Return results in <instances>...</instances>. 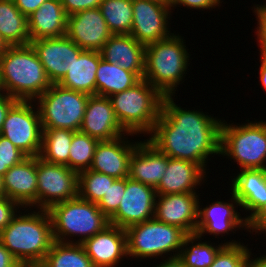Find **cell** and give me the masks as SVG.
I'll return each mask as SVG.
<instances>
[{"label": "cell", "instance_id": "cell-1", "mask_svg": "<svg viewBox=\"0 0 266 267\" xmlns=\"http://www.w3.org/2000/svg\"><path fill=\"white\" fill-rule=\"evenodd\" d=\"M179 105L175 96L163 97L158 120L147 140L168 157L199 164L207 172L211 158L220 157L223 119Z\"/></svg>", "mask_w": 266, "mask_h": 267}, {"label": "cell", "instance_id": "cell-2", "mask_svg": "<svg viewBox=\"0 0 266 267\" xmlns=\"http://www.w3.org/2000/svg\"><path fill=\"white\" fill-rule=\"evenodd\" d=\"M0 242L20 264L42 263L54 243L48 211L22 207L0 232Z\"/></svg>", "mask_w": 266, "mask_h": 267}, {"label": "cell", "instance_id": "cell-3", "mask_svg": "<svg viewBox=\"0 0 266 267\" xmlns=\"http://www.w3.org/2000/svg\"><path fill=\"white\" fill-rule=\"evenodd\" d=\"M3 91L21 101H35L52 83L31 44L9 46L0 57Z\"/></svg>", "mask_w": 266, "mask_h": 267}, {"label": "cell", "instance_id": "cell-4", "mask_svg": "<svg viewBox=\"0 0 266 267\" xmlns=\"http://www.w3.org/2000/svg\"><path fill=\"white\" fill-rule=\"evenodd\" d=\"M166 39L145 47V73L143 79L163 96H175L178 85L184 82L190 56L186 40L175 33ZM175 33V34H174ZM187 71V72H186Z\"/></svg>", "mask_w": 266, "mask_h": 267}, {"label": "cell", "instance_id": "cell-5", "mask_svg": "<svg viewBox=\"0 0 266 267\" xmlns=\"http://www.w3.org/2000/svg\"><path fill=\"white\" fill-rule=\"evenodd\" d=\"M163 95L145 79L109 97L121 127L137 137L148 136L158 120Z\"/></svg>", "mask_w": 266, "mask_h": 267}, {"label": "cell", "instance_id": "cell-6", "mask_svg": "<svg viewBox=\"0 0 266 267\" xmlns=\"http://www.w3.org/2000/svg\"><path fill=\"white\" fill-rule=\"evenodd\" d=\"M47 211L52 222L54 241L58 242L82 244L110 225L97 204L79 196L54 204Z\"/></svg>", "mask_w": 266, "mask_h": 267}, {"label": "cell", "instance_id": "cell-7", "mask_svg": "<svg viewBox=\"0 0 266 267\" xmlns=\"http://www.w3.org/2000/svg\"><path fill=\"white\" fill-rule=\"evenodd\" d=\"M220 156L237 162L238 170L266 169V121L248 118L241 124H234L222 120Z\"/></svg>", "mask_w": 266, "mask_h": 267}, {"label": "cell", "instance_id": "cell-8", "mask_svg": "<svg viewBox=\"0 0 266 267\" xmlns=\"http://www.w3.org/2000/svg\"><path fill=\"white\" fill-rule=\"evenodd\" d=\"M125 231L129 260L134 258L135 261H149L155 258V263L159 257H177L188 235L178 226L160 222L155 218L131 225Z\"/></svg>", "mask_w": 266, "mask_h": 267}, {"label": "cell", "instance_id": "cell-9", "mask_svg": "<svg viewBox=\"0 0 266 267\" xmlns=\"http://www.w3.org/2000/svg\"><path fill=\"white\" fill-rule=\"evenodd\" d=\"M89 95L52 84L34 102L42 130L69 129L80 131Z\"/></svg>", "mask_w": 266, "mask_h": 267}, {"label": "cell", "instance_id": "cell-10", "mask_svg": "<svg viewBox=\"0 0 266 267\" xmlns=\"http://www.w3.org/2000/svg\"><path fill=\"white\" fill-rule=\"evenodd\" d=\"M42 124L34 101L18 100L9 110L0 135L10 140L27 157L40 155Z\"/></svg>", "mask_w": 266, "mask_h": 267}, {"label": "cell", "instance_id": "cell-11", "mask_svg": "<svg viewBox=\"0 0 266 267\" xmlns=\"http://www.w3.org/2000/svg\"><path fill=\"white\" fill-rule=\"evenodd\" d=\"M78 197V173L37 156V209Z\"/></svg>", "mask_w": 266, "mask_h": 267}, {"label": "cell", "instance_id": "cell-12", "mask_svg": "<svg viewBox=\"0 0 266 267\" xmlns=\"http://www.w3.org/2000/svg\"><path fill=\"white\" fill-rule=\"evenodd\" d=\"M226 201H211L206 204V207L201 205V199H199V210H198V223L196 227V234L199 235L202 240L204 236L213 235V238L220 239L224 238L229 234H236V231L242 229L249 232L248 221L245 219V215L242 216L238 212V208H241L239 200L233 195ZM232 232V233H231ZM205 234V235H204ZM207 234V235H206ZM221 235V236H220ZM220 236V237H219Z\"/></svg>", "mask_w": 266, "mask_h": 267}, {"label": "cell", "instance_id": "cell-13", "mask_svg": "<svg viewBox=\"0 0 266 267\" xmlns=\"http://www.w3.org/2000/svg\"><path fill=\"white\" fill-rule=\"evenodd\" d=\"M133 23L130 35L145 46L169 38L171 7L150 0H132Z\"/></svg>", "mask_w": 266, "mask_h": 267}, {"label": "cell", "instance_id": "cell-14", "mask_svg": "<svg viewBox=\"0 0 266 267\" xmlns=\"http://www.w3.org/2000/svg\"><path fill=\"white\" fill-rule=\"evenodd\" d=\"M156 189L126 177V189L111 225L127 227L154 218Z\"/></svg>", "mask_w": 266, "mask_h": 267}, {"label": "cell", "instance_id": "cell-15", "mask_svg": "<svg viewBox=\"0 0 266 267\" xmlns=\"http://www.w3.org/2000/svg\"><path fill=\"white\" fill-rule=\"evenodd\" d=\"M52 84H58L84 51L66 35L30 42Z\"/></svg>", "mask_w": 266, "mask_h": 267}, {"label": "cell", "instance_id": "cell-16", "mask_svg": "<svg viewBox=\"0 0 266 267\" xmlns=\"http://www.w3.org/2000/svg\"><path fill=\"white\" fill-rule=\"evenodd\" d=\"M111 35L99 8L67 16L66 36L82 50L100 51Z\"/></svg>", "mask_w": 266, "mask_h": 267}, {"label": "cell", "instance_id": "cell-17", "mask_svg": "<svg viewBox=\"0 0 266 267\" xmlns=\"http://www.w3.org/2000/svg\"><path fill=\"white\" fill-rule=\"evenodd\" d=\"M128 136L134 138L135 134L127 133L112 140L99 141L90 170L116 179L128 177L130 157L142 141H134L133 138L128 140Z\"/></svg>", "mask_w": 266, "mask_h": 267}, {"label": "cell", "instance_id": "cell-18", "mask_svg": "<svg viewBox=\"0 0 266 267\" xmlns=\"http://www.w3.org/2000/svg\"><path fill=\"white\" fill-rule=\"evenodd\" d=\"M199 193L157 195L154 218L195 234L198 223Z\"/></svg>", "mask_w": 266, "mask_h": 267}, {"label": "cell", "instance_id": "cell-19", "mask_svg": "<svg viewBox=\"0 0 266 267\" xmlns=\"http://www.w3.org/2000/svg\"><path fill=\"white\" fill-rule=\"evenodd\" d=\"M81 245L94 267H118L129 259L126 231L118 226L108 225Z\"/></svg>", "mask_w": 266, "mask_h": 267}, {"label": "cell", "instance_id": "cell-20", "mask_svg": "<svg viewBox=\"0 0 266 267\" xmlns=\"http://www.w3.org/2000/svg\"><path fill=\"white\" fill-rule=\"evenodd\" d=\"M80 132L98 141L127 134L115 116L109 97L99 95L89 96Z\"/></svg>", "mask_w": 266, "mask_h": 267}, {"label": "cell", "instance_id": "cell-21", "mask_svg": "<svg viewBox=\"0 0 266 267\" xmlns=\"http://www.w3.org/2000/svg\"><path fill=\"white\" fill-rule=\"evenodd\" d=\"M5 196L21 207L37 209V156L26 157L2 176Z\"/></svg>", "mask_w": 266, "mask_h": 267}, {"label": "cell", "instance_id": "cell-22", "mask_svg": "<svg viewBox=\"0 0 266 267\" xmlns=\"http://www.w3.org/2000/svg\"><path fill=\"white\" fill-rule=\"evenodd\" d=\"M199 164L168 157V166L156 188L157 195L199 193L202 184L209 178Z\"/></svg>", "mask_w": 266, "mask_h": 267}, {"label": "cell", "instance_id": "cell-23", "mask_svg": "<svg viewBox=\"0 0 266 267\" xmlns=\"http://www.w3.org/2000/svg\"><path fill=\"white\" fill-rule=\"evenodd\" d=\"M230 178L229 190L239 200V210L246 213L245 219L249 221L266 202V169H240Z\"/></svg>", "mask_w": 266, "mask_h": 267}, {"label": "cell", "instance_id": "cell-24", "mask_svg": "<svg viewBox=\"0 0 266 267\" xmlns=\"http://www.w3.org/2000/svg\"><path fill=\"white\" fill-rule=\"evenodd\" d=\"M167 166L168 156L143 139L130 157L128 177L156 189Z\"/></svg>", "mask_w": 266, "mask_h": 267}, {"label": "cell", "instance_id": "cell-25", "mask_svg": "<svg viewBox=\"0 0 266 267\" xmlns=\"http://www.w3.org/2000/svg\"><path fill=\"white\" fill-rule=\"evenodd\" d=\"M145 45L129 35H111L99 51L101 58L118 64L126 71L135 73L143 79L145 73Z\"/></svg>", "mask_w": 266, "mask_h": 267}, {"label": "cell", "instance_id": "cell-26", "mask_svg": "<svg viewBox=\"0 0 266 267\" xmlns=\"http://www.w3.org/2000/svg\"><path fill=\"white\" fill-rule=\"evenodd\" d=\"M67 15L60 0H46L28 16L30 40L66 35Z\"/></svg>", "mask_w": 266, "mask_h": 267}, {"label": "cell", "instance_id": "cell-27", "mask_svg": "<svg viewBox=\"0 0 266 267\" xmlns=\"http://www.w3.org/2000/svg\"><path fill=\"white\" fill-rule=\"evenodd\" d=\"M101 59L99 51L84 50L58 84L89 96L96 95V73Z\"/></svg>", "mask_w": 266, "mask_h": 267}, {"label": "cell", "instance_id": "cell-28", "mask_svg": "<svg viewBox=\"0 0 266 267\" xmlns=\"http://www.w3.org/2000/svg\"><path fill=\"white\" fill-rule=\"evenodd\" d=\"M0 35L8 46L30 44L28 17L20 12L14 0H0Z\"/></svg>", "mask_w": 266, "mask_h": 267}, {"label": "cell", "instance_id": "cell-29", "mask_svg": "<svg viewBox=\"0 0 266 267\" xmlns=\"http://www.w3.org/2000/svg\"><path fill=\"white\" fill-rule=\"evenodd\" d=\"M202 238L195 234H188L179 253V258L187 267H210L214 262L216 255L225 245H239L242 244L239 240H221L217 245L215 242L202 241Z\"/></svg>", "mask_w": 266, "mask_h": 267}, {"label": "cell", "instance_id": "cell-30", "mask_svg": "<svg viewBox=\"0 0 266 267\" xmlns=\"http://www.w3.org/2000/svg\"><path fill=\"white\" fill-rule=\"evenodd\" d=\"M140 80L135 73L101 59L96 73V95L110 97L131 88Z\"/></svg>", "mask_w": 266, "mask_h": 267}, {"label": "cell", "instance_id": "cell-31", "mask_svg": "<svg viewBox=\"0 0 266 267\" xmlns=\"http://www.w3.org/2000/svg\"><path fill=\"white\" fill-rule=\"evenodd\" d=\"M75 131L69 129H45L39 157L46 162L68 167L69 148Z\"/></svg>", "mask_w": 266, "mask_h": 267}, {"label": "cell", "instance_id": "cell-32", "mask_svg": "<svg viewBox=\"0 0 266 267\" xmlns=\"http://www.w3.org/2000/svg\"><path fill=\"white\" fill-rule=\"evenodd\" d=\"M46 267H94L83 246L54 241L42 262Z\"/></svg>", "mask_w": 266, "mask_h": 267}, {"label": "cell", "instance_id": "cell-33", "mask_svg": "<svg viewBox=\"0 0 266 267\" xmlns=\"http://www.w3.org/2000/svg\"><path fill=\"white\" fill-rule=\"evenodd\" d=\"M99 9L112 35H129L133 23L132 0H102Z\"/></svg>", "mask_w": 266, "mask_h": 267}, {"label": "cell", "instance_id": "cell-34", "mask_svg": "<svg viewBox=\"0 0 266 267\" xmlns=\"http://www.w3.org/2000/svg\"><path fill=\"white\" fill-rule=\"evenodd\" d=\"M98 142L87 134L75 132L69 148L68 168L77 173L90 169Z\"/></svg>", "mask_w": 266, "mask_h": 267}, {"label": "cell", "instance_id": "cell-35", "mask_svg": "<svg viewBox=\"0 0 266 267\" xmlns=\"http://www.w3.org/2000/svg\"><path fill=\"white\" fill-rule=\"evenodd\" d=\"M116 178L90 169L78 173V196L98 204Z\"/></svg>", "mask_w": 266, "mask_h": 267}, {"label": "cell", "instance_id": "cell-36", "mask_svg": "<svg viewBox=\"0 0 266 267\" xmlns=\"http://www.w3.org/2000/svg\"><path fill=\"white\" fill-rule=\"evenodd\" d=\"M252 250L248 243L225 245L216 255L210 267H247V258Z\"/></svg>", "mask_w": 266, "mask_h": 267}, {"label": "cell", "instance_id": "cell-37", "mask_svg": "<svg viewBox=\"0 0 266 267\" xmlns=\"http://www.w3.org/2000/svg\"><path fill=\"white\" fill-rule=\"evenodd\" d=\"M125 189L126 177L116 179L104 194L100 202L97 204L98 208L108 219H110L117 212Z\"/></svg>", "mask_w": 266, "mask_h": 267}, {"label": "cell", "instance_id": "cell-38", "mask_svg": "<svg viewBox=\"0 0 266 267\" xmlns=\"http://www.w3.org/2000/svg\"><path fill=\"white\" fill-rule=\"evenodd\" d=\"M26 157L10 140L0 135V161L2 162V168L10 169Z\"/></svg>", "mask_w": 266, "mask_h": 267}, {"label": "cell", "instance_id": "cell-39", "mask_svg": "<svg viewBox=\"0 0 266 267\" xmlns=\"http://www.w3.org/2000/svg\"><path fill=\"white\" fill-rule=\"evenodd\" d=\"M251 8L253 9L252 13L255 14V20L258 21L255 36L259 47V55L266 57V6L253 5Z\"/></svg>", "mask_w": 266, "mask_h": 267}, {"label": "cell", "instance_id": "cell-40", "mask_svg": "<svg viewBox=\"0 0 266 267\" xmlns=\"http://www.w3.org/2000/svg\"><path fill=\"white\" fill-rule=\"evenodd\" d=\"M22 207L9 198L0 197V232L11 222Z\"/></svg>", "mask_w": 266, "mask_h": 267}, {"label": "cell", "instance_id": "cell-41", "mask_svg": "<svg viewBox=\"0 0 266 267\" xmlns=\"http://www.w3.org/2000/svg\"><path fill=\"white\" fill-rule=\"evenodd\" d=\"M222 2L223 0H172L171 11L180 6H182V8L186 7L187 9H195L197 11L212 10L221 7Z\"/></svg>", "mask_w": 266, "mask_h": 267}, {"label": "cell", "instance_id": "cell-42", "mask_svg": "<svg viewBox=\"0 0 266 267\" xmlns=\"http://www.w3.org/2000/svg\"><path fill=\"white\" fill-rule=\"evenodd\" d=\"M67 16L76 12L99 8L102 0H60Z\"/></svg>", "mask_w": 266, "mask_h": 267}, {"label": "cell", "instance_id": "cell-43", "mask_svg": "<svg viewBox=\"0 0 266 267\" xmlns=\"http://www.w3.org/2000/svg\"><path fill=\"white\" fill-rule=\"evenodd\" d=\"M265 226H266V202L263 205V207L248 221L249 234L255 235L256 237V235Z\"/></svg>", "mask_w": 266, "mask_h": 267}, {"label": "cell", "instance_id": "cell-44", "mask_svg": "<svg viewBox=\"0 0 266 267\" xmlns=\"http://www.w3.org/2000/svg\"><path fill=\"white\" fill-rule=\"evenodd\" d=\"M46 0H14L16 7L27 17L36 11Z\"/></svg>", "mask_w": 266, "mask_h": 267}, {"label": "cell", "instance_id": "cell-45", "mask_svg": "<svg viewBox=\"0 0 266 267\" xmlns=\"http://www.w3.org/2000/svg\"><path fill=\"white\" fill-rule=\"evenodd\" d=\"M15 98L6 94L5 92L0 95V131L10 108L17 102Z\"/></svg>", "mask_w": 266, "mask_h": 267}, {"label": "cell", "instance_id": "cell-46", "mask_svg": "<svg viewBox=\"0 0 266 267\" xmlns=\"http://www.w3.org/2000/svg\"><path fill=\"white\" fill-rule=\"evenodd\" d=\"M20 263L0 242V267H19Z\"/></svg>", "mask_w": 266, "mask_h": 267}, {"label": "cell", "instance_id": "cell-47", "mask_svg": "<svg viewBox=\"0 0 266 267\" xmlns=\"http://www.w3.org/2000/svg\"><path fill=\"white\" fill-rule=\"evenodd\" d=\"M154 265L152 263V267H187L179 256L171 258L167 257V259L164 258L159 264L157 263Z\"/></svg>", "mask_w": 266, "mask_h": 267}, {"label": "cell", "instance_id": "cell-48", "mask_svg": "<svg viewBox=\"0 0 266 267\" xmlns=\"http://www.w3.org/2000/svg\"><path fill=\"white\" fill-rule=\"evenodd\" d=\"M254 253L249 252V256L247 258V267H266V253L263 255L256 256L253 255ZM252 255L254 257H252ZM256 257V258H255Z\"/></svg>", "mask_w": 266, "mask_h": 267}, {"label": "cell", "instance_id": "cell-49", "mask_svg": "<svg viewBox=\"0 0 266 267\" xmlns=\"http://www.w3.org/2000/svg\"><path fill=\"white\" fill-rule=\"evenodd\" d=\"M260 59V66H259V81L261 84V88L266 92V57L264 56H259Z\"/></svg>", "mask_w": 266, "mask_h": 267}, {"label": "cell", "instance_id": "cell-50", "mask_svg": "<svg viewBox=\"0 0 266 267\" xmlns=\"http://www.w3.org/2000/svg\"><path fill=\"white\" fill-rule=\"evenodd\" d=\"M9 46L5 43V41L3 40V38L0 35V57L2 56V54L5 52V50L8 48Z\"/></svg>", "mask_w": 266, "mask_h": 267}, {"label": "cell", "instance_id": "cell-51", "mask_svg": "<svg viewBox=\"0 0 266 267\" xmlns=\"http://www.w3.org/2000/svg\"><path fill=\"white\" fill-rule=\"evenodd\" d=\"M19 267H46L43 263L20 264Z\"/></svg>", "mask_w": 266, "mask_h": 267}, {"label": "cell", "instance_id": "cell-52", "mask_svg": "<svg viewBox=\"0 0 266 267\" xmlns=\"http://www.w3.org/2000/svg\"><path fill=\"white\" fill-rule=\"evenodd\" d=\"M171 7L172 0H150Z\"/></svg>", "mask_w": 266, "mask_h": 267}, {"label": "cell", "instance_id": "cell-53", "mask_svg": "<svg viewBox=\"0 0 266 267\" xmlns=\"http://www.w3.org/2000/svg\"><path fill=\"white\" fill-rule=\"evenodd\" d=\"M0 197H5L3 178L0 175Z\"/></svg>", "mask_w": 266, "mask_h": 267}, {"label": "cell", "instance_id": "cell-54", "mask_svg": "<svg viewBox=\"0 0 266 267\" xmlns=\"http://www.w3.org/2000/svg\"><path fill=\"white\" fill-rule=\"evenodd\" d=\"M8 168H2V162L0 161V175L3 176Z\"/></svg>", "mask_w": 266, "mask_h": 267}, {"label": "cell", "instance_id": "cell-55", "mask_svg": "<svg viewBox=\"0 0 266 267\" xmlns=\"http://www.w3.org/2000/svg\"><path fill=\"white\" fill-rule=\"evenodd\" d=\"M264 233L266 236V226L258 233V236L263 234V237H264Z\"/></svg>", "mask_w": 266, "mask_h": 267}, {"label": "cell", "instance_id": "cell-56", "mask_svg": "<svg viewBox=\"0 0 266 267\" xmlns=\"http://www.w3.org/2000/svg\"><path fill=\"white\" fill-rule=\"evenodd\" d=\"M4 91H3V88H2V85H1V80H0V95L3 94Z\"/></svg>", "mask_w": 266, "mask_h": 267}, {"label": "cell", "instance_id": "cell-57", "mask_svg": "<svg viewBox=\"0 0 266 267\" xmlns=\"http://www.w3.org/2000/svg\"><path fill=\"white\" fill-rule=\"evenodd\" d=\"M265 1H266V0H265ZM253 5L266 6V2H265V3L263 2V5H262V2H261V5H260V4H253Z\"/></svg>", "mask_w": 266, "mask_h": 267}]
</instances>
